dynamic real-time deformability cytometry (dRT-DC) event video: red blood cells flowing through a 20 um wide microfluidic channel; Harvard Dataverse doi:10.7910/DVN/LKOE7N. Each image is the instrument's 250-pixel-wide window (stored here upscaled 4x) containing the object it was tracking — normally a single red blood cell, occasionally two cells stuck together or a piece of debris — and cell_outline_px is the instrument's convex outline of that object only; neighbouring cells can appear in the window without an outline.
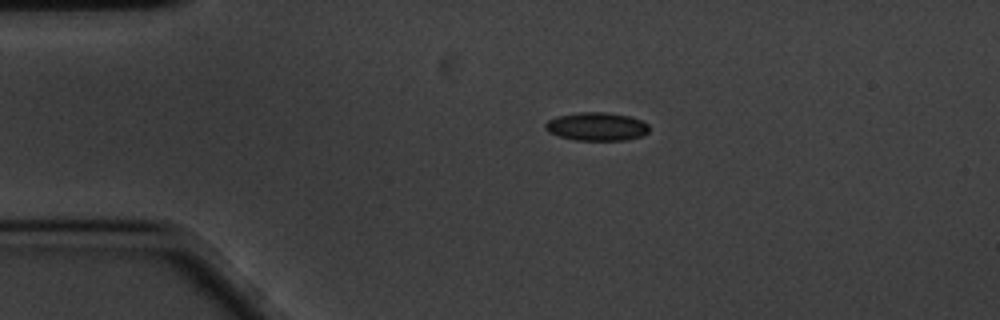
{"species": "common noctule bat (a hibernating species)", "species_latin": "Nyctalus noctula", "temperature_condition": "cold", "stored_images_in_passage": 39, "camera_frame_rate_fps": 3000, "um_per_image_px": 0.085, "animal": {"sex": "male", "body_mass_g": 20.1, "forearm_length_mm": 53.5}, "frame": {"image": 1, "passage_image": 1, "time_ms": 0.0, "image_size_px": [1000, 320], "cell_outline_px": [[648, 132], [640, 136], [624, 140], [576, 140], [560, 136], [548, 132], [544, 128], [544, 124], [548, 120], [556, 116], [580, 112], [604, 112], [628, 116], [640, 120], [648, 124]], "centroid_in_image_um": [50.67, 10.75], "position_along_channel_um": 34.3, "area_um2": 16.99}}
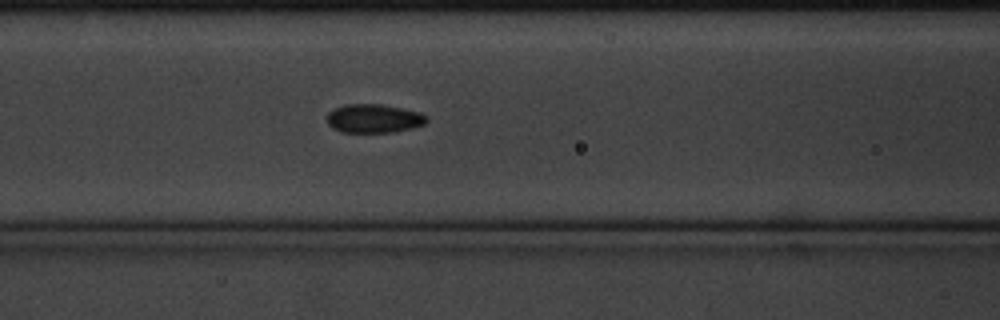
{"frame": {"image": 2, "passage_image": 13, "time_ms": 4.0, "image_size_px": [1000, 320], "cell_outline_px": [[428, 120], [424, 124], [412, 128], [392, 132], [340, 132], [332, 128], [328, 124], [328, 112], [332, 108], [348, 104], [380, 104], [420, 112], [428, 116]], "centroid_in_image_um": [31.77, 10.07], "position_along_channel_um": 134.8, "area_um2": 16.7}}
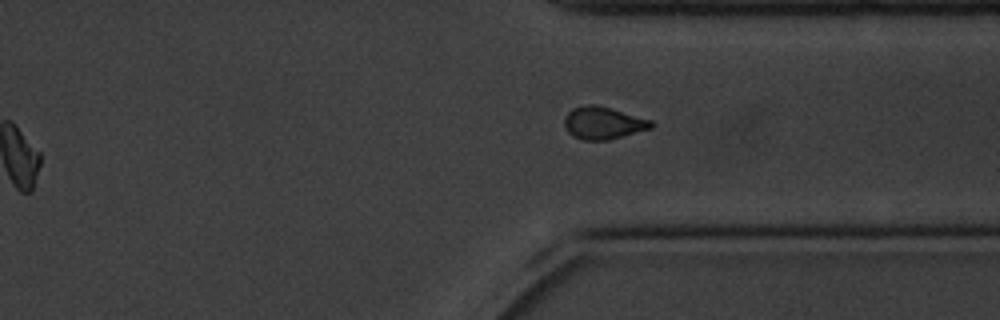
{"frame": {"image": 3, "passage_image": 33, "time_ms": 10.667, "image_size_px": [1000, 320], "cell_outline_px": [[656, 124], [652, 128], [608, 140], [584, 140], [572, 136], [564, 128], [564, 116], [572, 108], [588, 104], [596, 104], [652, 120]], "centroid_in_image_um": [51.26, 10.45], "position_along_channel_um": 360.1, "area_um2": 16.53}, "authors_computed_cell_mechanics": {"area_um2": 16.6464, "velocity_mm_per_s": 3.3863, "shape_relaxation_time_tau1_ms": 5.142, "shape_relaxation_time_tau2_ms": 2.9825, "deformation_change_tau1": 0.0877, "deformation_change_tau2": 0.0558}}